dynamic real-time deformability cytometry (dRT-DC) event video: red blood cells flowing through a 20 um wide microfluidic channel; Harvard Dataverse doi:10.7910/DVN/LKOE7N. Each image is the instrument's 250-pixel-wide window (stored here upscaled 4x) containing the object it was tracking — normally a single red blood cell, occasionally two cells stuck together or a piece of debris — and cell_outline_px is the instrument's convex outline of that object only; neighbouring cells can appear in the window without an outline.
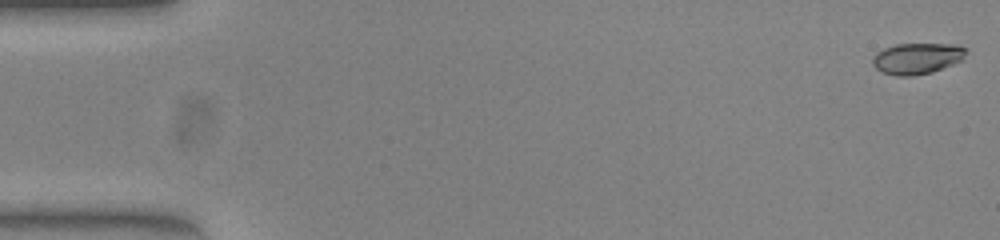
{"species": "common noctule bat (a hibernating species)", "species_latin": "Nyctalus noctula", "temperature_condition": "warm", "stored_images_in_passage": 10, "camera_frame_rate_fps": 3000, "um_per_image_px": 0.085, "animal": {"sex": "female", "body_mass_g": 23.0, "forearm_length_mm": 53.4}, "frame": {"image": 1, "passage_image": 1, "time_ms": 0.0, "image_size_px": [1000, 240], "cell_outline_px": [[968, 52], [960, 60], [952, 64], [932, 72], [912, 76], [896, 76], [880, 72], [872, 64], [872, 60], [876, 52], [884, 48], [896, 44], [956, 44], [968, 48]], "centroid_in_image_um": [77.94, 4.96], "position_along_channel_um": 7.1, "area_um2": 17.05}}